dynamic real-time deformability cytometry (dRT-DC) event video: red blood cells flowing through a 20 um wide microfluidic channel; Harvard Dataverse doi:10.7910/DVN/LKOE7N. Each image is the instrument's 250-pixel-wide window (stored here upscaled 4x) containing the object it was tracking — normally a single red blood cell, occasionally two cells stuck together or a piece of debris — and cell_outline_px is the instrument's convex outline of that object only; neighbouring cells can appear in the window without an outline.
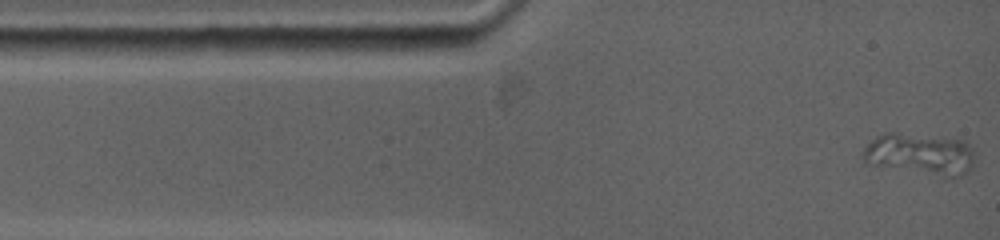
{"species": "common noctule bat (a hibernating species)", "species_latin": "Nyctalus noctula", "temperature_condition": "warm", "stored_images_in_passage": 31, "camera_frame_rate_fps": 5000, "um_per_image_px": 0.085, "animal": {"sex": "female", "body_mass_g": 19.0, "forearm_length_mm": 53.3}, "frame": {"image": 1, "passage_image": 1, "time_ms": 0.0, "image_size_px": [1000, 240], "cell_outline_px": [[976, 152], [972, 168], [964, 176], [944, 180], [872, 164], [864, 160], [864, 148], [876, 136], [884, 132], [896, 132], [964, 140]], "centroid_in_image_um": [78.31, 13.15], "position_along_channel_um": 6.7, "area_um2": 28.15}}